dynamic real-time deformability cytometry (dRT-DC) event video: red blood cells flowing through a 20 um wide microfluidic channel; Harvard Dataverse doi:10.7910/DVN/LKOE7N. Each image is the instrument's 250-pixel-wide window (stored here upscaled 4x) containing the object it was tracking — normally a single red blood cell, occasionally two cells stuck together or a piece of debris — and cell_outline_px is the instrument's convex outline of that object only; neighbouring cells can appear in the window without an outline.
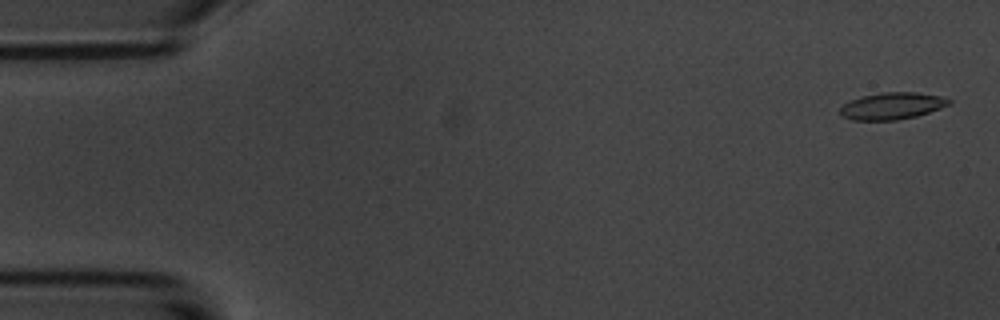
{"species": "common noctule bat (a hibernating species)", "species_latin": "Nyctalus noctula", "temperature_condition": "room temperature", "stored_images_in_passage": 56, "camera_frame_rate_fps": 3000, "um_per_image_px": 0.085, "animal": {"sex": "male", "body_mass_g": 20.1, "forearm_length_mm": 53.5}, "frame": {"image": 1, "passage_image": 2, "time_ms": 0.333, "image_size_px": [1000, 320], "cell_outline_px": [[952, 104], [916, 116], [896, 120], [852, 120], [840, 116], [840, 108], [844, 104], [860, 96], [884, 92], [916, 92], [940, 96], [952, 100]], "centroid_in_image_um": [75.82, 9.0], "position_along_channel_um": 9.2, "area_um2": 17.05}}
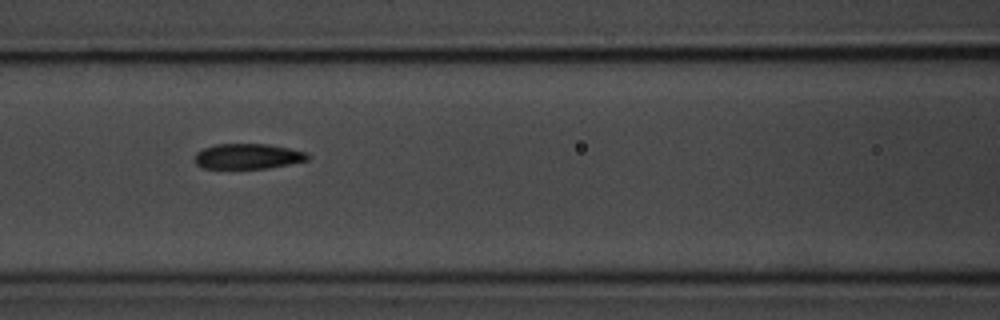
{"frame": {"image": 2, "passage_image": 24, "time_ms": 7.667, "image_size_px": [1000, 320], "cell_outline_px": [[312, 156], [308, 160], [268, 168], [204, 168], [196, 164], [192, 160], [196, 152], [204, 148], [216, 144], [268, 144], [288, 148], [304, 152]], "centroid_in_image_um": [21.03, 13.28], "position_along_channel_um": 145.6, "area_um2": 16.65}}
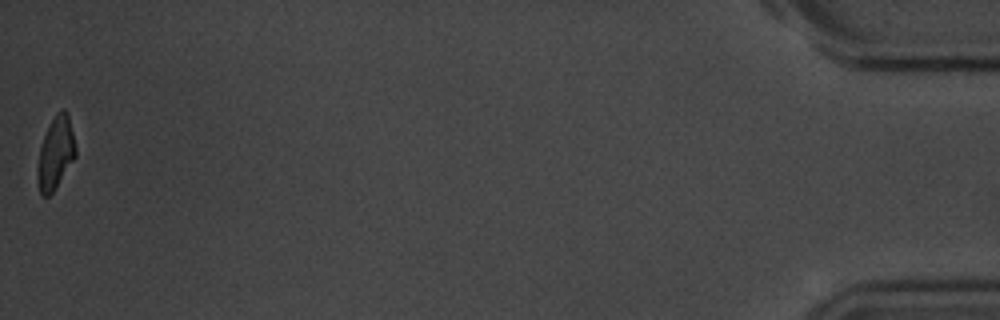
{"frame": {"image": 3, "passage_image": 56, "time_ms": 18.333, "image_size_px": [1000, 320], "cell_outline_px": [[76, 156], [52, 192], [48, 196], [44, 196], [40, 192], [36, 176], [36, 168], [40, 148], [44, 136], [56, 112], [64, 108], [68, 112], [76, 148]], "centroid_in_image_um": [4.72, 12.99], "position_along_channel_um": 430.5, "area_um2": 15.9}, "authors_computed_cell_mechanics": {"area_um2": 17.0799, "velocity_mm_per_s": 3.5917, "shape_relaxation_time_tau1_ms": 3.6866, "shape_relaxation_time_tau2_ms": 3.166, "deformation_change_tau1": 0.141, "deformation_change_tau2": 0.0957}}